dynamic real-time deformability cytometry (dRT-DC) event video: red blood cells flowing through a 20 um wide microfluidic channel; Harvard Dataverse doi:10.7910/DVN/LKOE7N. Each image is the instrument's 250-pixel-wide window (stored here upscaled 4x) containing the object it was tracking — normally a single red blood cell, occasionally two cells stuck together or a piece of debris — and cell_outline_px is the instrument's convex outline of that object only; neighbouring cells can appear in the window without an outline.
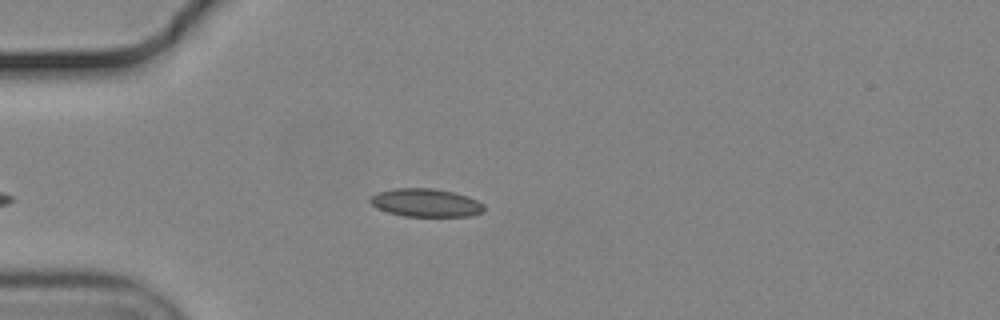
{"species": "common noctule bat (a hibernating species)", "species_latin": "Nyctalus noctula", "temperature_condition": "cold", "stored_images_in_passage": 32, "camera_frame_rate_fps": 3000, "um_per_image_px": 0.085, "animal": {"sex": "male", "body_mass_g": 19.2, "forearm_length_mm": 51.8}, "frame": {"image": 1, "passage_image": 2, "time_ms": 0.333, "image_size_px": [1000, 320], "cell_outline_px": [[484, 212], [472, 216], [404, 216], [388, 212], [376, 208], [368, 200], [376, 192], [392, 188], [432, 188], [452, 192], [468, 196], [484, 204]], "centroid_in_image_um": [36.18, 17.23], "position_along_channel_um": 48.8, "area_um2": 18.79}}
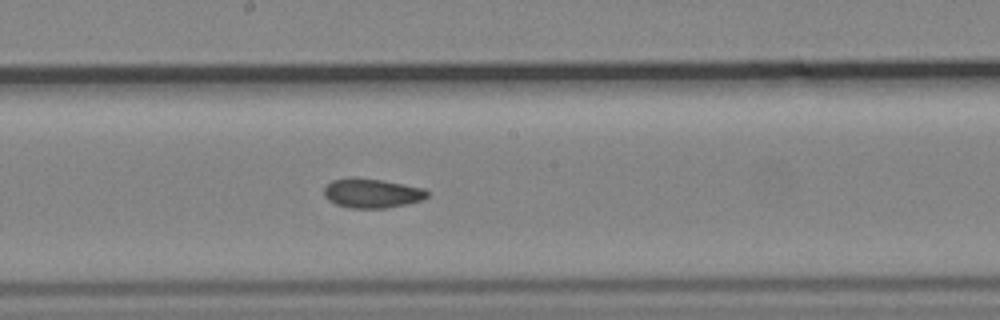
{"frame": {"image": 2, "passage_image": 17, "time_ms": 5.333, "image_size_px": [1000, 320], "cell_outline_px": [[428, 196], [420, 200], [388, 208], [348, 208], [336, 204], [328, 200], [324, 196], [324, 188], [332, 180], [380, 180], [404, 184], [424, 188], [428, 192]], "centroid_in_image_um": [31.63, 16.46], "position_along_channel_um": 216.6, "area_um2": 16.99}}
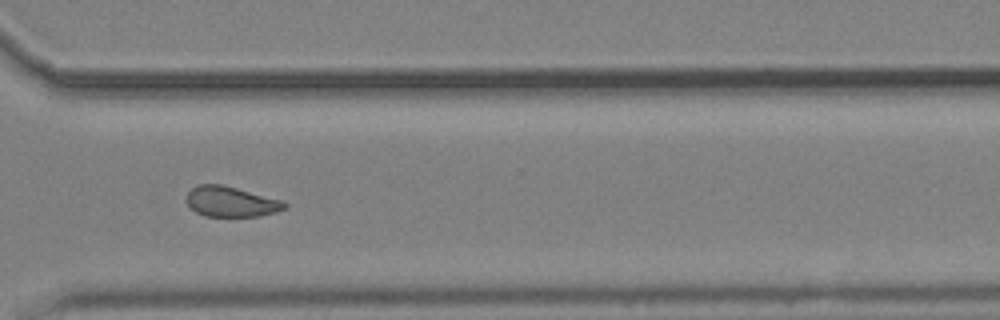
{"frame": {"image": 3, "passage_image": 28, "time_ms": 9.0, "image_size_px": [1000, 320], "cell_outline_px": [[288, 204], [284, 208], [276, 212], [260, 216], [204, 216], [196, 212], [188, 204], [188, 192], [192, 188], [200, 184], [220, 184], [284, 200]], "centroid_in_image_um": [19.67, 17.14], "position_along_channel_um": 350.9, "area_um2": 17.17}, "authors_computed_cell_mechanics": {"area_um2": 17.6579, "velocity_mm_per_s": 3.6792, "shape_relaxation_time_tau1_ms": null, "shape_relaxation_time_tau2_ms": 2.7955, "deformation_change_tau1": null, "deformation_change_tau2": 0.0734}}